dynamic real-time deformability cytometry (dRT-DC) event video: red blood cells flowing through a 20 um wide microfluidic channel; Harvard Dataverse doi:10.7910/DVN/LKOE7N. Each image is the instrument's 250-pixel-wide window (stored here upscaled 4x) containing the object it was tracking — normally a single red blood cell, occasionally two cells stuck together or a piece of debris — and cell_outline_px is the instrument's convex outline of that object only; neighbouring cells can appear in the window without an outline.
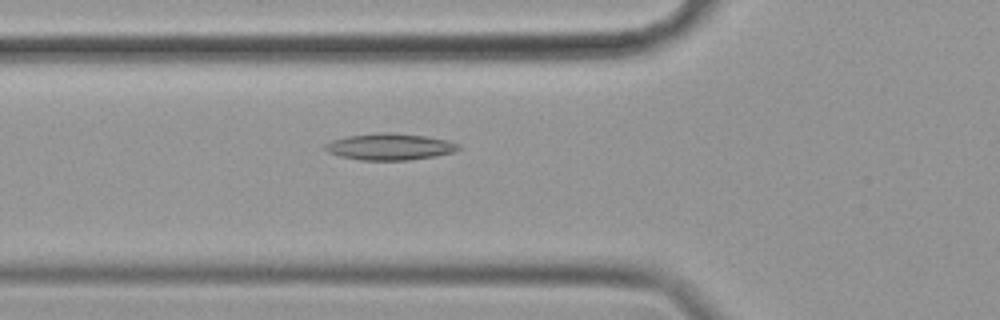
{"species": "common noctule bat (a hibernating species)", "species_latin": "Nyctalus noctula", "temperature_condition": "cold", "stored_images_in_passage": 36, "camera_frame_rate_fps": 3000, "um_per_image_px": 0.085, "animal": {"sex": "female", "body_mass_g": 19.9}, "frame": {"image": 1, "passage_image": 3, "time_ms": 0.667, "image_size_px": [1000, 320], "cell_outline_px": [[460, 148], [452, 152], [436, 156], [408, 160], [360, 160], [340, 156], [328, 152], [324, 148], [324, 144], [332, 140], [348, 136], [384, 132], [392, 132], [428, 136], [448, 140], [460, 144]], "centroid_in_image_um": [33.15, 12.46], "position_along_channel_um": 92.7, "area_um2": 20.69}}
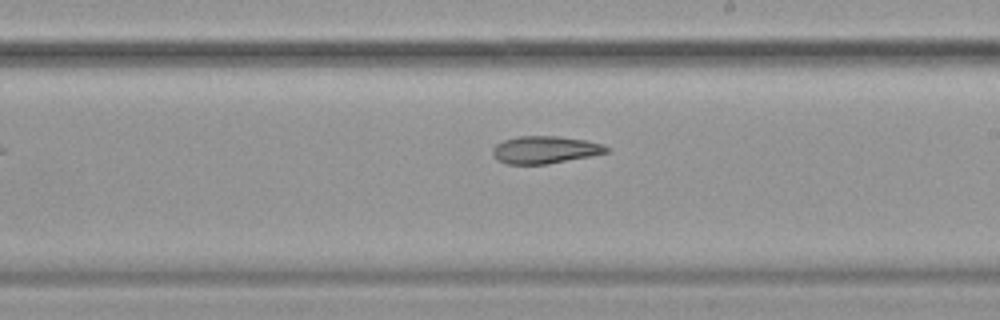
{"frame": {"image": 2, "passage_image": 16, "time_ms": 5.0, "image_size_px": [1000, 320], "cell_outline_px": [[612, 148], [608, 152], [592, 156], [548, 164], [508, 164], [496, 160], [492, 152], [492, 148], [496, 144], [504, 140], [516, 136], [560, 136], [584, 140], [600, 144]], "centroid_in_image_um": [46.31, 12.73], "position_along_channel_um": 242.7, "area_um2": 18.32}}
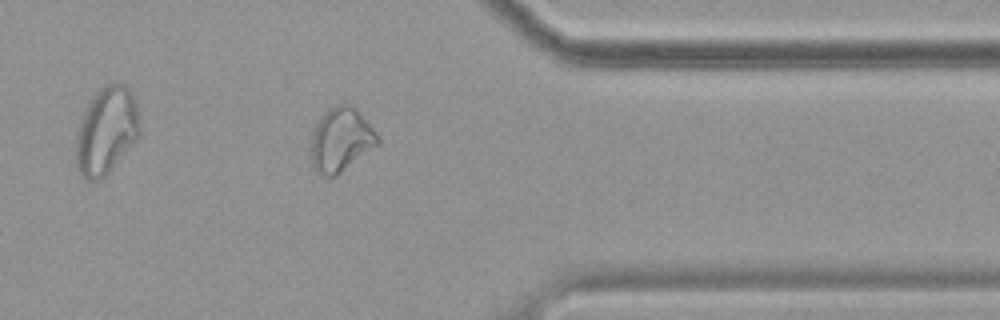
{"frame": {"image": 3, "passage_image": 29, "time_ms": 9.333, "image_size_px": [1000, 320], "cell_outline_px": [[380, 144], [336, 176], [324, 176], [316, 172], [312, 164], [312, 132], [316, 124], [324, 112], [336, 104], [348, 104], [356, 108], [360, 112], [380, 136]], "centroid_in_image_um": [29.01, 11.87], "position_along_channel_um": 382.4, "area_um2": 24.91}}